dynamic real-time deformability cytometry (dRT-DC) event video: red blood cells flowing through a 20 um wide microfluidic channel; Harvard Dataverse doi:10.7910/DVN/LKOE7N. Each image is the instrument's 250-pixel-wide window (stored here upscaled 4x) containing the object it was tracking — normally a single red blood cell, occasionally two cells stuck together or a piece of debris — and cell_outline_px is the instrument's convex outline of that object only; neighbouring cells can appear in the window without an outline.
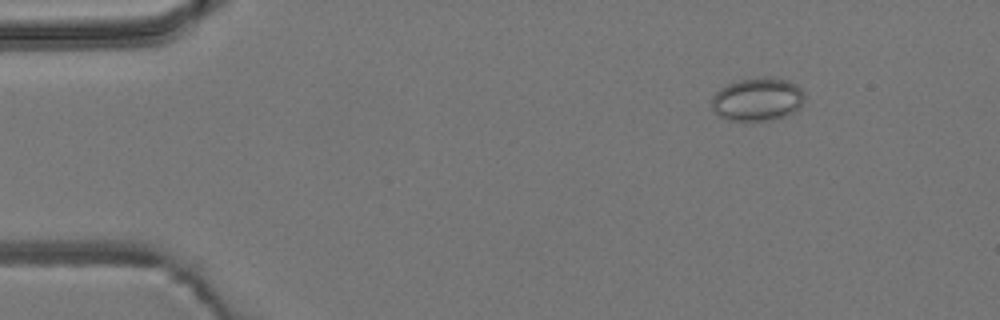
{"species": "common noctule bat (a hibernating species)", "species_latin": "Nyctalus noctula", "temperature_condition": "room temperature", "stored_images_in_passage": 4, "camera_frame_rate_fps": 3000, "um_per_image_px": 0.085, "animal": {"sex": "male", "body_mass_g": 19.2, "forearm_length_mm": 51.8}, "frame": {"image": 1, "passage_image": 1, "time_ms": 0.0, "image_size_px": [1000, 320], "cell_outline_px": [[804, 100], [800, 108], [784, 116], [772, 120], [728, 120], [716, 116], [712, 108], [712, 96], [720, 88], [728, 84], [740, 80], [788, 80], [796, 84], [800, 88], [804, 96]], "centroid_in_image_um": [64.35, 8.49], "position_along_channel_um": 20.6, "area_um2": 22.77}}